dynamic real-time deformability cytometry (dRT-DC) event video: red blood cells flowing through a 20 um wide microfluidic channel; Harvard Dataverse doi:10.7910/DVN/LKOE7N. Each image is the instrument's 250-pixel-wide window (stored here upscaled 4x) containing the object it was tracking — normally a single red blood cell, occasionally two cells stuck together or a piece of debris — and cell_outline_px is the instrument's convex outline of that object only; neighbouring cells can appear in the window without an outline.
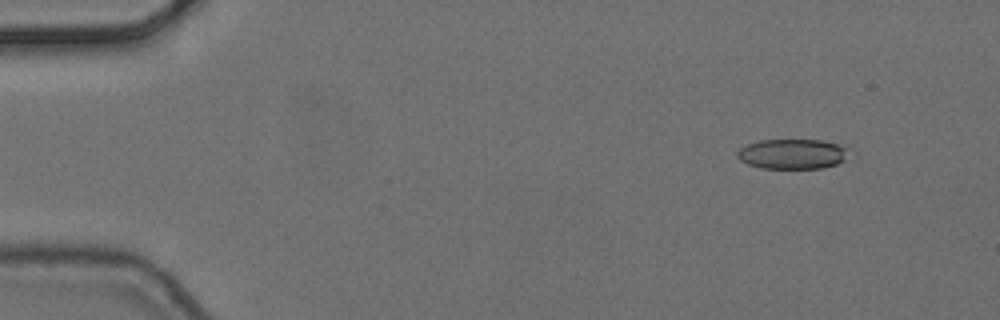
{"species": "common noctule bat (a hibernating species)", "species_latin": "Nyctalus noctula", "temperature_condition": "cold", "stored_images_in_passage": 5, "camera_frame_rate_fps": 3000, "um_per_image_px": 0.085, "animal": {"sex": "female", "body_mass_g": 24.6, "forearm_length_mm": 56.2}, "frame": {"image": 1, "passage_image": 2, "time_ms": 0.333, "image_size_px": [1000, 320], "cell_outline_px": [[844, 160], [836, 164], [824, 168], [760, 168], [748, 164], [740, 160], [736, 156], [736, 152], [740, 148], [748, 144], [760, 140], [820, 140], [836, 144], [844, 148]], "centroid_in_image_um": [67.26, 13.09], "position_along_channel_um": 17.7, "area_um2": 19.13}}
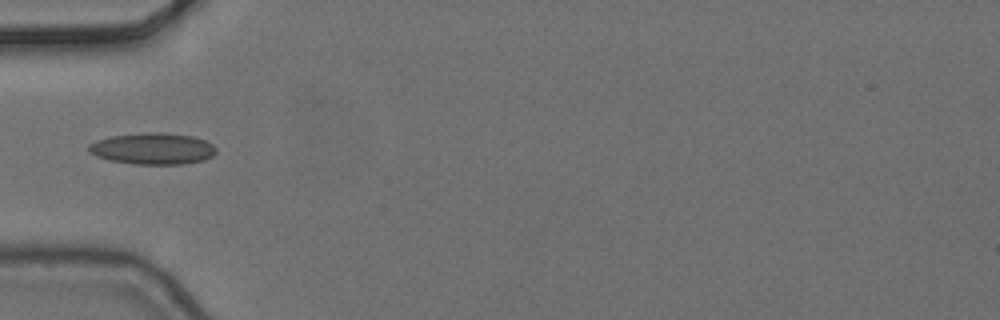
{"frame": {"image": 2, "passage_image": 4, "time_ms": 1.0, "image_size_px": [1000, 320], "cell_outline_px": [[216, 152], [212, 156], [204, 160], [184, 164], [136, 164], [108, 160], [96, 156], [88, 152], [88, 144], [96, 140], [112, 136], [144, 132], [160, 132], [192, 136], [204, 140], [212, 144], [216, 148]], "centroid_in_image_um": [12.96, 12.63], "position_along_channel_um": 72.0, "area_um2": 23.47}}
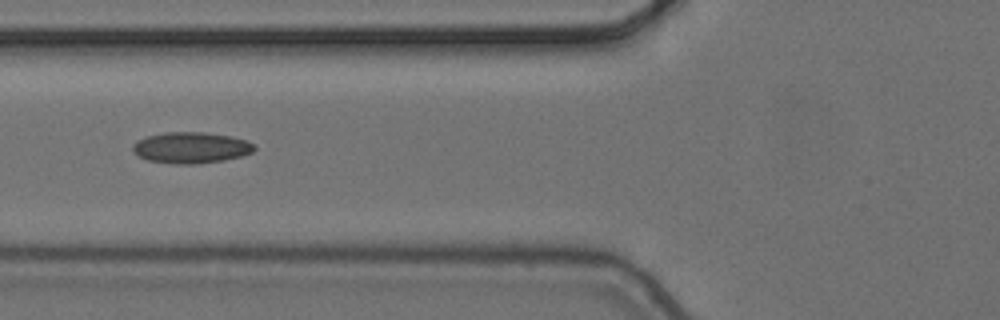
{"frame": {"image": 3, "passage_image": 5, "time_ms": 1.333, "image_size_px": [1000, 320], "cell_outline_px": [[256, 148], [252, 152], [240, 156], [224, 160], [196, 164], [176, 164], [148, 160], [140, 156], [132, 148], [132, 144], [136, 140], [144, 136], [164, 132], [204, 132], [232, 136], [256, 144]], "centroid_in_image_um": [16.23, 12.54], "position_along_channel_um": 109.6, "area_um2": 22.14}}